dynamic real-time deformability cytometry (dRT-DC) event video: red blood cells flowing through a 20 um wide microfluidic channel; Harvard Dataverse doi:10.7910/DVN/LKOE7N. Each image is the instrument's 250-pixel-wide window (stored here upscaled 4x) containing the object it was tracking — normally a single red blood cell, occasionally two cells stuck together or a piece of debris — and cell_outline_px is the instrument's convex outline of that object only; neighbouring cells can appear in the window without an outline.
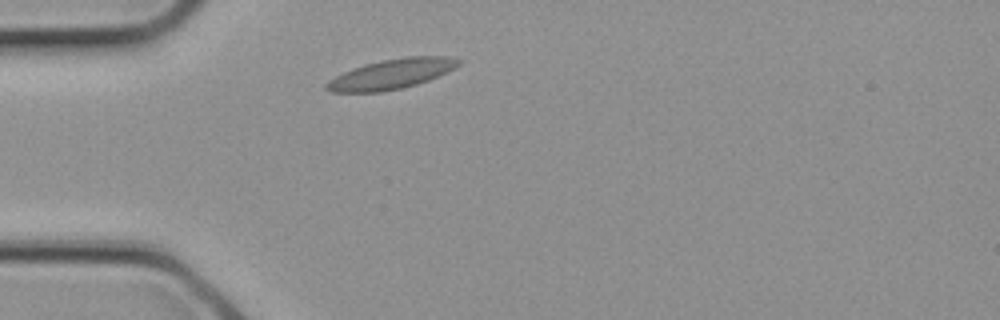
{"species": "common noctule bat (a hibernating species)", "species_latin": "Nyctalus noctula", "temperature_condition": "cold", "stored_images_in_passage": 1, "camera_frame_rate_fps": 3000, "um_per_image_px": 0.085, "animal": {"sex": "female", "body_mass_g": 21.9}, "frame": {"image": 1, "passage_image": 1, "time_ms": 0.0, "image_size_px": [1000, 320], "cell_outline_px": [[464, 60], [456, 68], [448, 72], [428, 80], [416, 84], [400, 88], [380, 92], [328, 92], [324, 88], [324, 84], [328, 80], [352, 68], [364, 64], [404, 56], [448, 56]], "centroid_in_image_um": [33.29, 6.28], "position_along_channel_um": 51.7, "area_um2": 23.18}}